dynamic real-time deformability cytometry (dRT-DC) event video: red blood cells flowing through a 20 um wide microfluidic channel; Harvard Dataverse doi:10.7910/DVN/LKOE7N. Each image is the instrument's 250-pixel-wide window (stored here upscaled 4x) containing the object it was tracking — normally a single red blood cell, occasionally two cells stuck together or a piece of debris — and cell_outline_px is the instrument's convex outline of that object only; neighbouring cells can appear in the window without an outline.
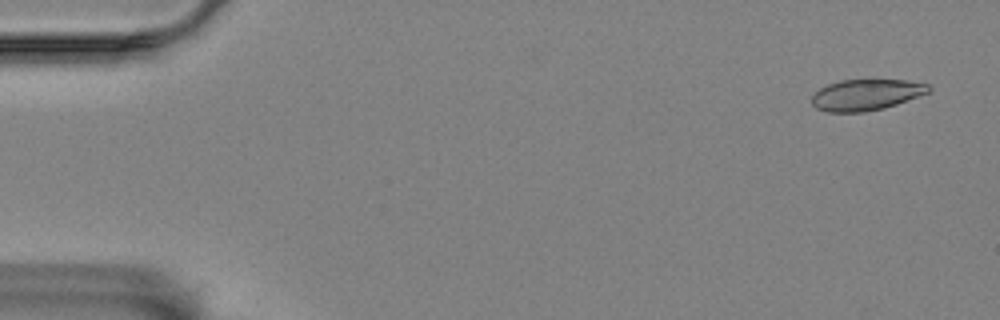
{"species": "Egyptian fruit bat (a non-hibernating species)", "species_latin": "Rousettus aegyptiacus", "temperature_condition": "room temperature", "stored_images_in_passage": 58, "camera_frame_rate_fps": 3000, "um_per_image_px": 0.085, "animal": {"sex": "female"}, "frame": {"image": 1, "passage_image": 3, "time_ms": 0.667, "image_size_px": [1000, 320], "cell_outline_px": [[932, 88], [928, 92], [896, 104], [884, 108], [864, 112], [828, 112], [816, 108], [812, 104], [812, 96], [820, 88], [828, 84], [840, 80], [904, 80], [928, 84]], "centroid_in_image_um": [73.59, 8.06], "position_along_channel_um": 11.4, "area_um2": 20.98}}
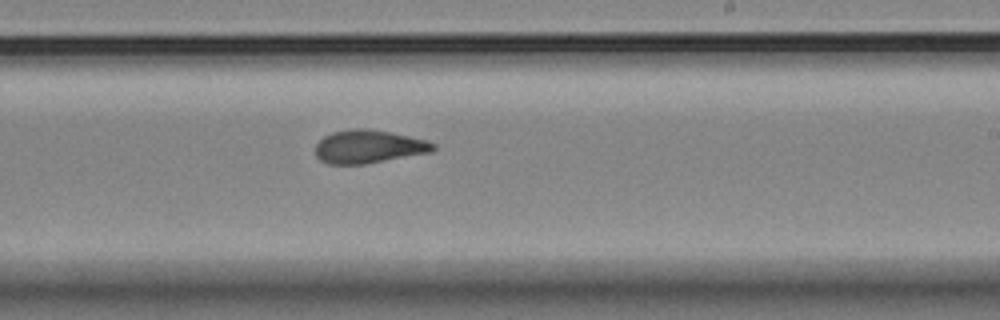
{"frame": {"image": 2, "passage_image": 35, "time_ms": 11.333, "image_size_px": [1000, 320], "cell_outline_px": [[436, 148], [432, 152], [364, 164], [328, 164], [320, 160], [316, 156], [316, 144], [324, 136], [332, 132], [352, 128], [368, 128], [428, 140], [436, 144]], "centroid_in_image_um": [31.34, 12.46], "position_along_channel_um": 257.7, "area_um2": 22.83}}
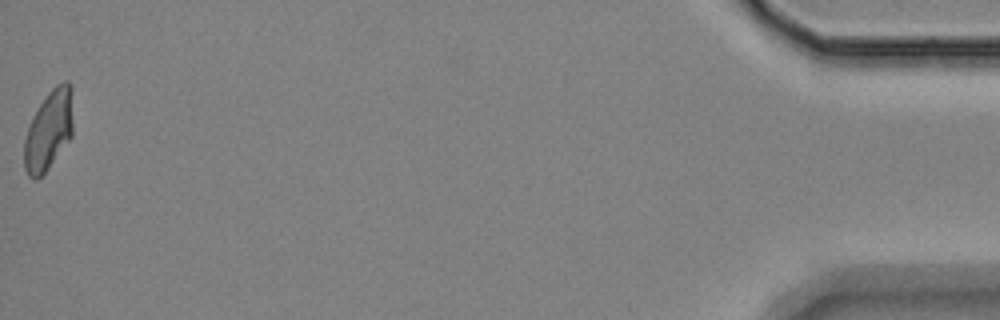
{"frame": {"image": 3, "passage_image": 58, "time_ms": 19.0, "image_size_px": [1000, 320], "cell_outline_px": [[72, 136], [48, 168], [36, 180], [32, 180], [28, 176], [24, 168], [24, 140], [28, 128], [40, 104], [48, 92], [56, 84], [64, 80], [68, 80], [72, 84]], "centroid_in_image_um": [4.15, 11.05], "position_along_channel_um": 431.0, "area_um2": 22.66}, "authors_computed_cell_mechanics": {"area_um2": 22.5998, "velocity_mm_per_s": 3.4783, "shape_relaxation_time_tau1_ms": 7.7953, "shape_relaxation_time_tau2_ms": 1.91, "deformation_change_tau1": 0.1833, "deformation_change_tau2": 0.0934}}